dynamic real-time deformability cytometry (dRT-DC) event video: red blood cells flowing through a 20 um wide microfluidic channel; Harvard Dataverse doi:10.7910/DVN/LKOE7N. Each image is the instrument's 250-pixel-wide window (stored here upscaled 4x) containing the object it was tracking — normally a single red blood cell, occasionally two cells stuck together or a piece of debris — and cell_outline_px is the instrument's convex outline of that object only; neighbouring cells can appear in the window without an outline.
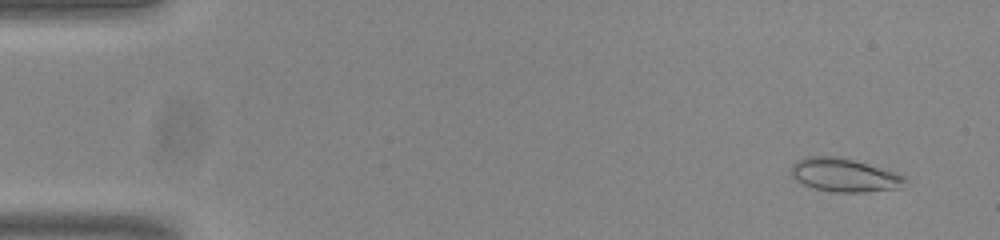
{"species": "common noctule bat (a hibernating species)", "species_latin": "Nyctalus noctula", "temperature_condition": "room temperature", "stored_images_in_passage": 53, "camera_frame_rate_fps": 3000, "um_per_image_px": 0.085, "animal": {"sex": "male", "body_mass_g": 20.0, "forearm_length_mm": 53.3}, "frame": {"image": 1, "passage_image": 3, "time_ms": 0.667, "image_size_px": [1000, 240], "cell_outline_px": [[908, 180], [904, 188], [864, 192], [832, 192], [812, 188], [796, 180], [792, 176], [792, 164], [808, 156], [836, 156], [852, 160], [892, 172], [904, 176]], "centroid_in_image_um": [71.78, 14.91], "position_along_channel_um": 13.2, "area_um2": 21.96}}
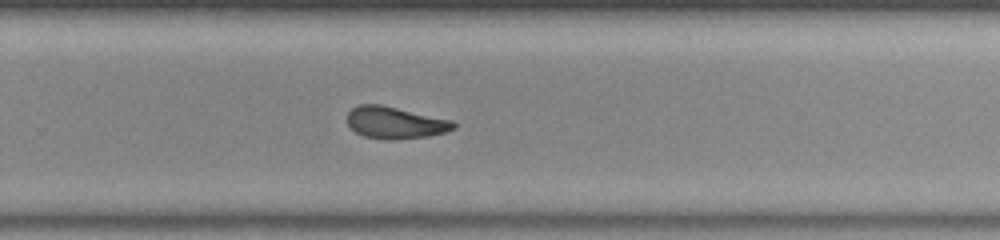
{"frame": {"image": 2, "passage_image": 35, "time_ms": 11.333, "image_size_px": [1000, 240], "cell_outline_px": [[456, 128], [444, 132], [428, 136], [396, 140], [384, 140], [364, 136], [356, 132], [348, 124], [348, 112], [352, 108], [360, 104], [380, 104], [452, 120], [456, 124]], "centroid_in_image_um": [33.59, 10.43], "position_along_channel_um": 296.2, "area_um2": 19.77}}
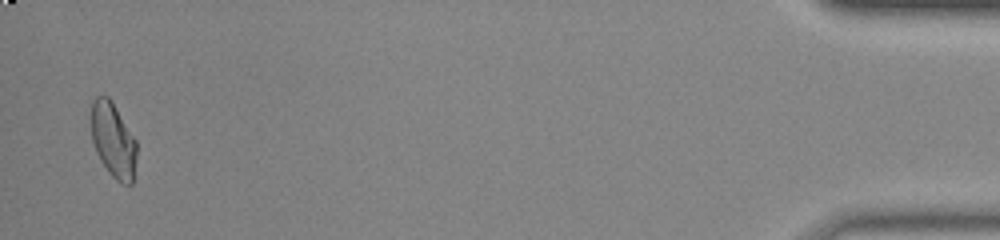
{"frame": {"image": 3, "passage_image": 52, "time_ms": 17.0, "image_size_px": [1000, 240], "cell_outline_px": [[136, 160], [132, 184], [120, 184], [108, 172], [100, 160], [96, 152], [92, 140], [92, 104], [96, 96], [108, 96], [112, 100], [136, 140]], "centroid_in_image_um": [9.63, 11.93], "position_along_channel_um": 425.6, "area_um2": 19.83}, "authors_computed_cell_mechanics": {"area_um2": 20.23, "velocity_mm_per_s": 3.8174, "shape_relaxation_time_tau1_ms": null, "shape_relaxation_time_tau2_ms": 2.8219, "deformation_change_tau1": null, "deformation_change_tau2": 0.0859}}